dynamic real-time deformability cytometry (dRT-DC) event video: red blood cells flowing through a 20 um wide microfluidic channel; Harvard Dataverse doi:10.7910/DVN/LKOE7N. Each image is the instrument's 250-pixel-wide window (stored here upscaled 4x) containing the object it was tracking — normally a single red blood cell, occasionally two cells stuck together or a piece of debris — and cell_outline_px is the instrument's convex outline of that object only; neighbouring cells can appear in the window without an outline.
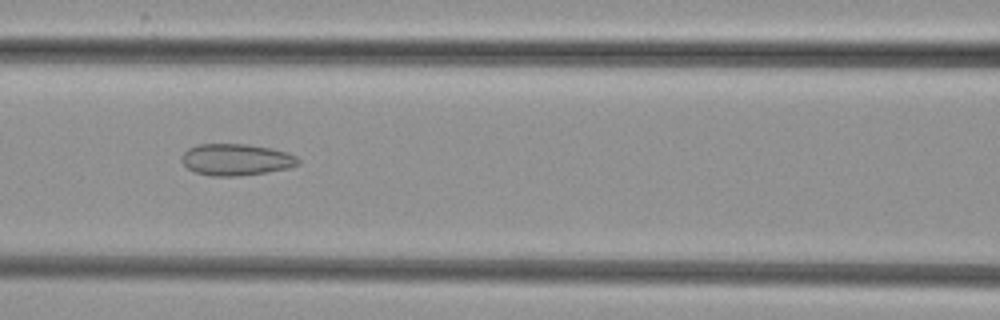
{"species": "common noctule bat (a hibernating species)", "species_latin": "Nyctalus noctula", "temperature_condition": "cold", "stored_images_in_passage": 34, "camera_frame_rate_fps": 3000, "um_per_image_px": 0.085, "animal": {"sex": "female", "body_mass_g": 29.2, "forearm_length_mm": 56.3}, "frame": {"image": 1, "passage_image": 9, "time_ms": 2.667, "image_size_px": [1000, 320], "cell_outline_px": [[300, 164], [288, 168], [264, 172], [236, 176], [208, 176], [196, 172], [188, 168], [184, 164], [184, 152], [188, 148], [200, 144], [248, 144], [272, 148], [288, 152], [296, 156], [300, 160]], "centroid_in_image_um": [20.11, 13.56], "position_along_channel_um": 146.5, "area_um2": 21.33}}
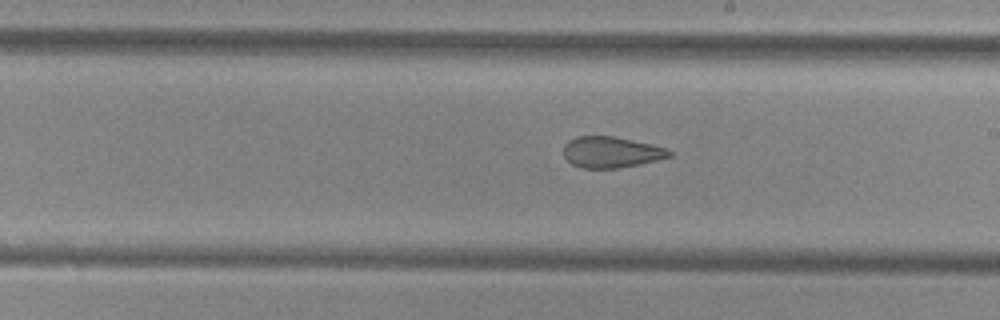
{"frame": {"image": 2, "passage_image": 16, "time_ms": 5.0, "image_size_px": [1000, 320], "cell_outline_px": [[672, 156], [640, 164], [616, 168], [580, 168], [572, 164], [564, 156], [564, 144], [568, 140], [576, 136], [612, 136], [652, 144], [668, 148], [672, 152]], "centroid_in_image_um": [51.95, 12.93], "position_along_channel_um": 237.1, "area_um2": 19.19}}
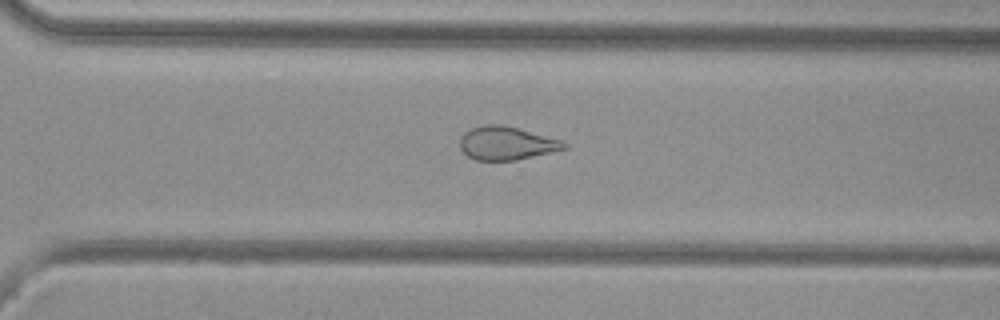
{"frame": {"image": 3, "passage_image": 23, "time_ms": 7.333, "image_size_px": [1000, 320], "cell_outline_px": [[568, 148], [552, 152], [516, 160], [476, 160], [468, 156], [460, 148], [460, 136], [464, 132], [472, 128], [484, 124], [504, 124], [564, 140], [568, 144]], "centroid_in_image_um": [43.09, 12.16], "position_along_channel_um": 327.5, "area_um2": 20.52}}